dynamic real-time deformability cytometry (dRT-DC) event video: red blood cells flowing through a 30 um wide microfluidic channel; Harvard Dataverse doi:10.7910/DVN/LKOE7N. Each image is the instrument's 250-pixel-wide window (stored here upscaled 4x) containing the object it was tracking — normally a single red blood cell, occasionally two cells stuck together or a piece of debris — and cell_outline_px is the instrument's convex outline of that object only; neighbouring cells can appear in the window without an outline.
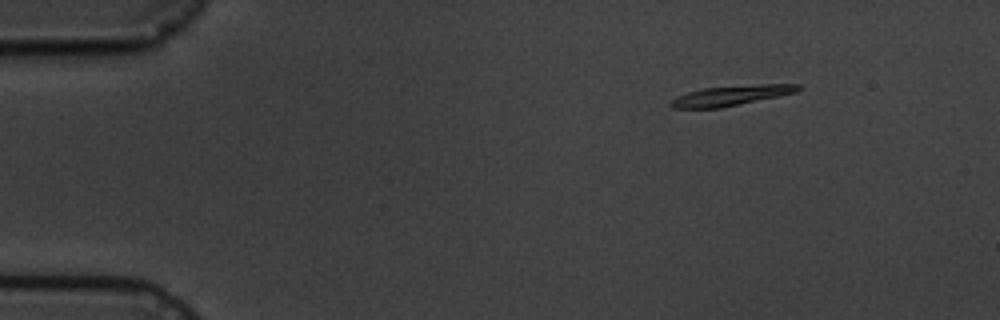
{"species": "common noctule bat (a hibernating species)", "species_latin": "Nyctalus noctula", "temperature_condition": "cold", "stored_images_in_passage": 7, "camera_frame_rate_fps": 3000, "um_per_image_px": 0.085, "animal": {"sex": "male", "body_mass_g": 19.5, "forearm_length_mm": 54.6}, "frame": {"image": 1, "passage_image": 3, "time_ms": 2.333, "image_size_px": [1000, 320], "cell_outline_px": [[800, 88], [796, 92], [780, 96], [720, 108], [672, 108], [668, 104], [672, 100], [688, 92], [704, 88], [760, 84], [800, 84]], "centroid_in_image_um": [62.16, 8.12], "position_along_channel_um": 22.8, "area_um2": 14.68}}
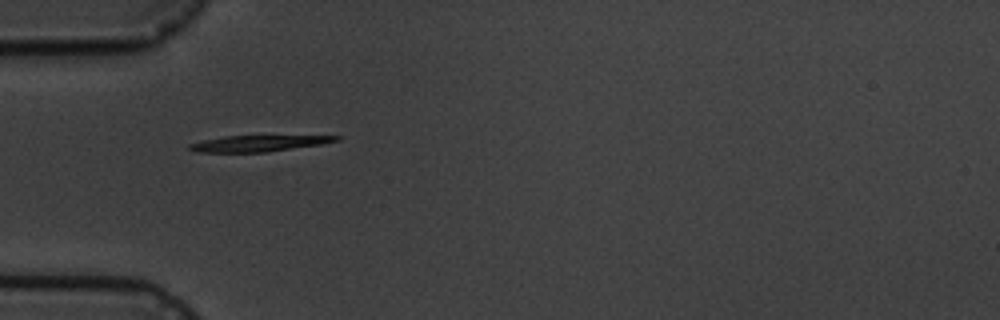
{"frame": {"image": 2, "passage_image": 6, "time_ms": 5.667, "image_size_px": [1000, 320], "cell_outline_px": [[340, 140], [320, 144], [264, 152], [196, 152], [188, 148], [188, 144], [204, 140], [228, 136], [340, 136]], "centroid_in_image_um": [21.92, 12.19], "position_along_channel_um": 63.1, "area_um2": 13.35}}
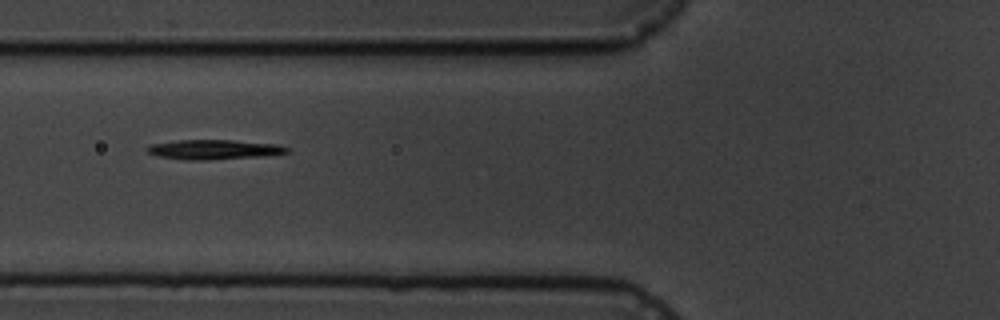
{"frame": {"image": 3, "passage_image": 7, "time_ms": 7.0, "image_size_px": [1000, 320], "cell_outline_px": [[292, 148], [288, 152], [272, 156], [204, 160], [184, 160], [156, 156], [148, 152], [144, 148], [148, 144], [176, 140], [232, 140], [276, 144]], "centroid_in_image_um": [18.18, 12.71], "position_along_channel_um": 107.6, "area_um2": 16.47}}